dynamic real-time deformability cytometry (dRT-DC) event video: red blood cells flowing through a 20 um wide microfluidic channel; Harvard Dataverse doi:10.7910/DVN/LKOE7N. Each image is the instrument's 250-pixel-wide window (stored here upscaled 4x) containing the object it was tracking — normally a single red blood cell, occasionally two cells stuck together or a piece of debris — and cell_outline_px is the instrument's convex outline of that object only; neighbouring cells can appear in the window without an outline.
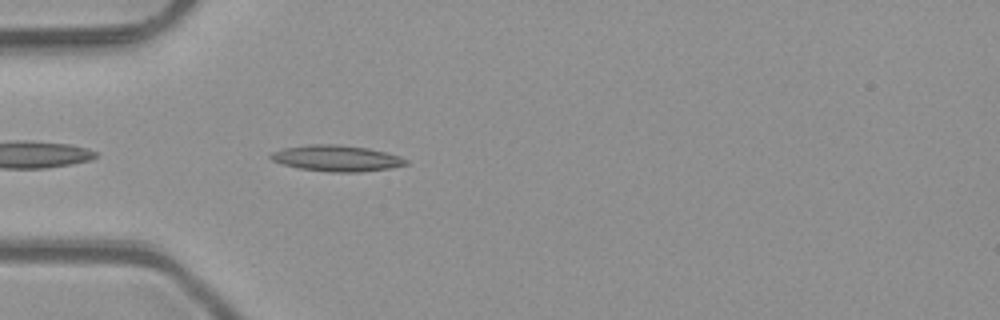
{"species": "common noctule bat (a hibernating species)", "species_latin": "Nyctalus noctula", "temperature_condition": "room temperature", "stored_images_in_passage": 37, "camera_frame_rate_fps": 3000, "um_per_image_px": 0.085, "animal": {"sex": "male", "body_mass_g": 23.1, "forearm_length_mm": 52.7}, "frame": {"image": 1, "passage_image": 2, "time_ms": 0.333, "image_size_px": [1000, 320], "cell_outline_px": [[408, 164], [392, 168], [360, 172], [328, 172], [300, 168], [284, 164], [272, 160], [268, 156], [272, 152], [284, 148], [312, 144], [336, 144], [368, 148], [400, 156], [408, 160]], "centroid_in_image_um": [28.64, 13.46], "position_along_channel_um": 56.4, "area_um2": 20.46}}
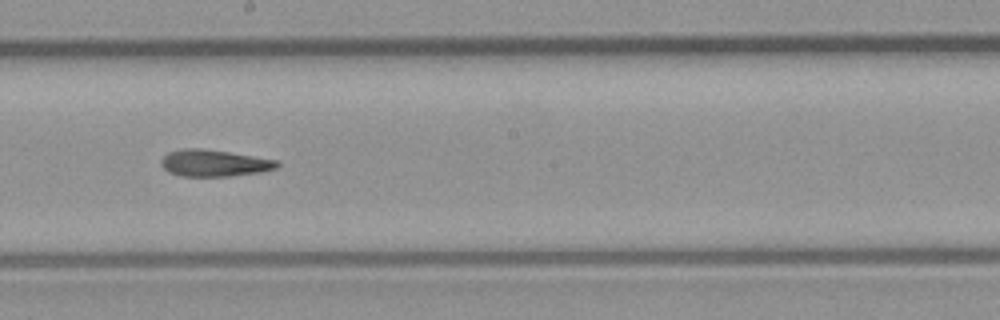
{"frame": {"image": 2, "passage_image": 15, "time_ms": 4.667, "image_size_px": [1000, 320], "cell_outline_px": [[280, 164], [276, 168], [260, 172], [228, 176], [180, 176], [168, 172], [160, 164], [160, 160], [168, 152], [184, 148], [200, 148], [228, 152], [280, 160]], "centroid_in_image_um": [18.2, 13.86], "position_along_channel_um": 230.0, "area_um2": 18.09}}
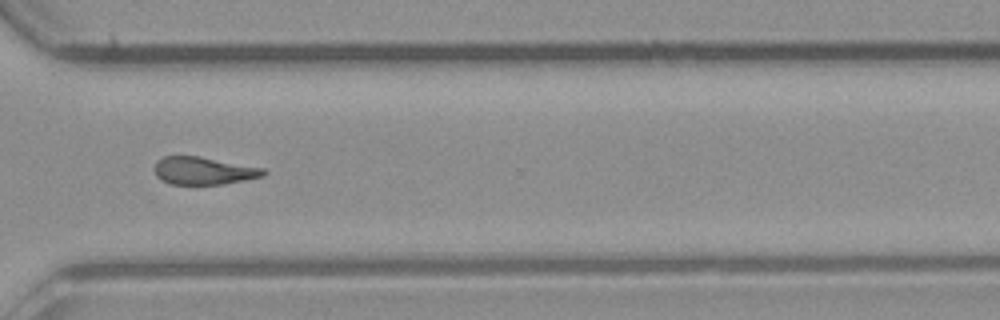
{"frame": {"image": 3, "passage_image": 24, "time_ms": 7.667, "image_size_px": [1000, 320], "cell_outline_px": [[268, 172], [264, 176], [224, 184], [172, 184], [160, 180], [156, 176], [156, 160], [164, 156], [200, 156], [264, 168]], "centroid_in_image_um": [17.33, 14.51], "position_along_channel_um": 353.3, "area_um2": 17.57}, "authors_computed_cell_mechanics": {"area_um2": 18.1492, "velocity_mm_per_s": 4.1219, "shape_relaxation_time_tau1_ms": null, "shape_relaxation_time_tau2_ms": 8.9694, "deformation_change_tau1": null, "deformation_change_tau2": 0.2265}}